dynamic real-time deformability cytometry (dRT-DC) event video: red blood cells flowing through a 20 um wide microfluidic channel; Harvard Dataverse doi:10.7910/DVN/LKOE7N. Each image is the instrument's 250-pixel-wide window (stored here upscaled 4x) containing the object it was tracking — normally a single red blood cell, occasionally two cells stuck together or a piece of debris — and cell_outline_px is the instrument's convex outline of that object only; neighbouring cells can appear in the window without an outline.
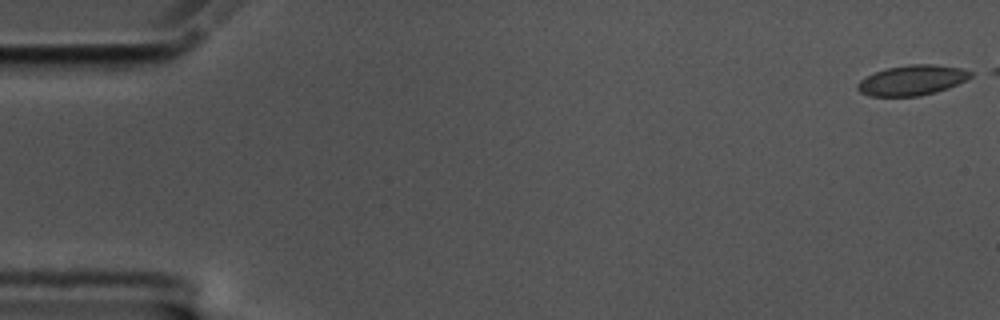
{"species": "common noctule bat (a hibernating species)", "species_latin": "Nyctalus noctula", "temperature_condition": "cold", "stored_images_in_passage": 50, "camera_frame_rate_fps": 3000, "um_per_image_px": 0.085, "animal": {"sex": "male", "body_mass_g": 17.5, "forearm_length_mm": 52.3}, "frame": {"image": 1, "passage_image": 1, "time_ms": 0.0, "image_size_px": [1000, 320], "cell_outline_px": [[972, 76], [948, 88], [936, 92], [920, 96], [868, 96], [860, 92], [856, 88], [856, 84], [864, 76], [884, 68], [908, 64], [936, 64], [960, 68], [972, 72]], "centroid_in_image_um": [77.46, 6.81], "position_along_channel_um": 7.5, "area_um2": 20.06}}
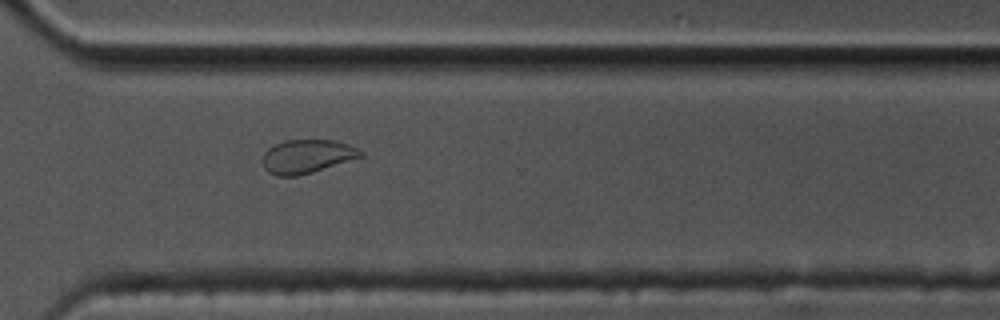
{"frame": {"image": 2, "passage_image": 42, "time_ms": 13.667, "image_size_px": [1000, 320], "cell_outline_px": [[364, 156], [312, 172], [296, 176], [276, 176], [268, 172], [264, 168], [260, 160], [264, 152], [268, 148], [284, 140], [336, 140], [348, 144], [364, 152]], "centroid_in_image_um": [26.06, 13.29], "position_along_channel_um": 344.5, "area_um2": 19.36}}
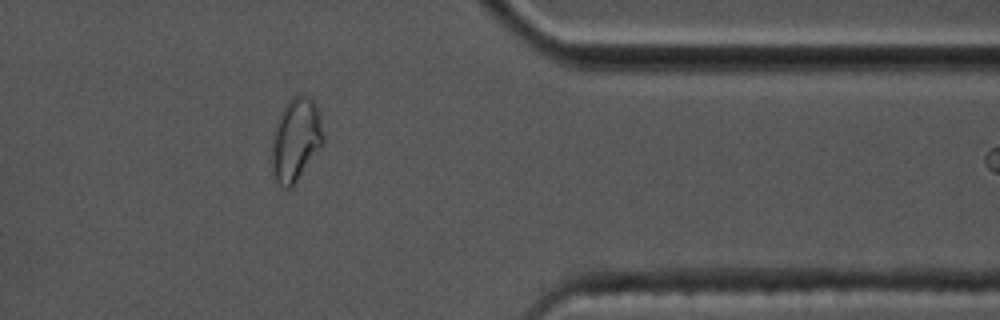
{"frame": {"image": 3, "passage_image": 47, "time_ms": 15.333, "image_size_px": [1000, 320], "cell_outline_px": [[324, 140], [320, 148], [292, 188], [284, 188], [276, 180], [272, 168], [272, 132], [280, 112], [284, 104], [292, 96], [308, 96], [316, 104], [320, 112], [324, 136]], "centroid_in_image_um": [25.14, 11.84], "position_along_channel_um": 386.3, "area_um2": 25.14}}